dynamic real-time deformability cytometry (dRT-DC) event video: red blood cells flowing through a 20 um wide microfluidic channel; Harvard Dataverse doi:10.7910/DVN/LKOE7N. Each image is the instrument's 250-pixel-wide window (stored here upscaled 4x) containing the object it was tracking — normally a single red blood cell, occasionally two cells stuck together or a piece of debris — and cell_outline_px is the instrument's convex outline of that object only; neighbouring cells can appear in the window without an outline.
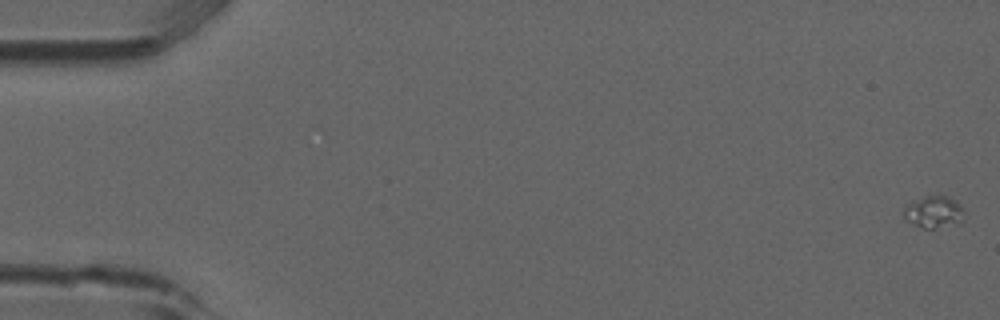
{"species": "common noctule bat (a hibernating species)", "species_latin": "Nyctalus noctula", "temperature_condition": "room temperature", "stored_images_in_passage": 55, "camera_frame_rate_fps": 3000, "um_per_image_px": 0.085, "animal": {"sex": "male", "forearm_length_mm": 52.5}, "frame": {"image": 1, "passage_image": 1, "time_ms": 0.0, "image_size_px": [1000, 320], "cell_outline_px": [[964, 220], [960, 224], [932, 228], [924, 228], [904, 220], [904, 208], [908, 204], [924, 196], [948, 196], [956, 200], [960, 204]], "centroid_in_image_um": [79.39, 18.03], "position_along_channel_um": 5.6, "area_um2": 11.21}}